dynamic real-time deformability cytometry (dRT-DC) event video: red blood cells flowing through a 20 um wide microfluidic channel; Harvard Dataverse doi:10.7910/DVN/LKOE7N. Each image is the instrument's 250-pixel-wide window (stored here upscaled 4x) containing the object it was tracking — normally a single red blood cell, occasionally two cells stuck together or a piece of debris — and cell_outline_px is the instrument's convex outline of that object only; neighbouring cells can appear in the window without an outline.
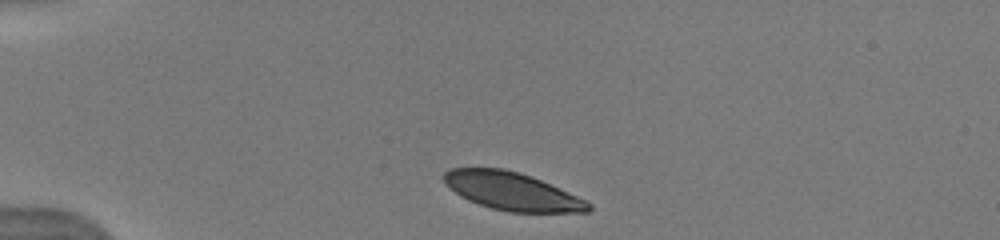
{"species": "human", "species_latin": "Homo sapiens", "temperature_condition": "warm", "stored_images_in_passage": 26, "camera_frame_rate_fps": 3000, "um_per_image_px": 0.085, "donor": {"sex": "male"}, "frame": {"image": 1, "passage_image": 1, "time_ms": 0.0, "image_size_px": [1000, 240], "cell_outline_px": [[592, 208], [588, 212], [508, 212], [492, 208], [468, 200], [460, 196], [444, 180], [444, 172], [452, 168], [504, 168], [520, 172], [540, 180], [588, 200], [592, 204]], "centroid_in_image_um": [43.57, 16.26], "position_along_channel_um": 41.4, "area_um2": 31.67}}
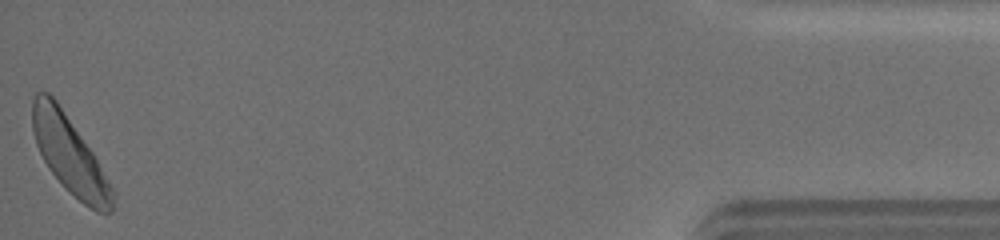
{"frame": {"image": 2, "passage_image": 26, "time_ms": 12.667, "image_size_px": [1000, 240], "cell_outline_px": [[116, 196], [112, 212], [96, 212], [84, 204], [64, 188], [48, 168], [36, 144], [32, 128], [32, 100], [36, 92], [48, 92], [56, 100], [92, 152], [112, 188]], "centroid_in_image_um": [5.9, 13.18], "position_along_channel_um": 429.3, "area_um2": 35.6}, "authors_computed_cell_mechanics": {"area_um2": 35.7204, "velocity_mm_per_s": 4.0263, "shape_relaxation_time_tau1_ms": 1.3649, "shape_relaxation_time_tau2_ms": null, "deformation_change_tau1": 0.088, "deformation_change_tau2": null}}